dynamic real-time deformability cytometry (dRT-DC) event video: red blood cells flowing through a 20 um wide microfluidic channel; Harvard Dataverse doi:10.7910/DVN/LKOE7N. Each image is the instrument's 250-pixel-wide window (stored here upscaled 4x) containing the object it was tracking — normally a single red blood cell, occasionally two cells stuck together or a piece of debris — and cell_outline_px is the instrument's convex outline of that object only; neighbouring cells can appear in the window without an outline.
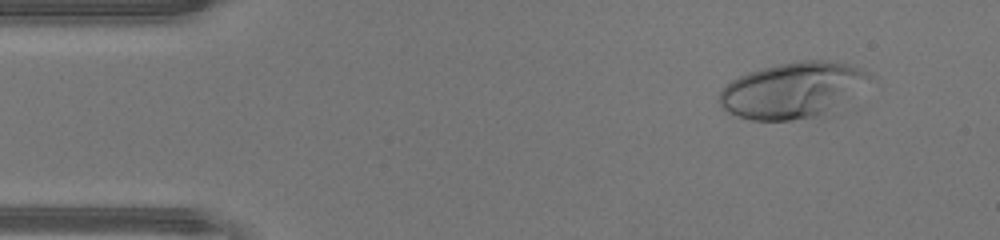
{"species": "human", "species_latin": "Homo sapiens", "temperature_condition": "warm", "stored_images_in_passage": 45, "camera_frame_rate_fps": 3000, "um_per_image_px": 0.085, "donor": {"sex": "male"}, "frame": {"image": 1, "passage_image": 4, "time_ms": 1.0, "image_size_px": [1000, 240], "cell_outline_px": [[868, 76], [820, 112], [812, 116], [788, 120], [752, 120], [736, 116], [728, 112], [720, 104], [720, 92], [732, 80], [748, 72], [780, 64], [800, 60], [824, 60], [844, 64], [868, 72]], "centroid_in_image_um": [67.09, 7.63], "position_along_channel_um": 17.9, "area_um2": 45.26}}
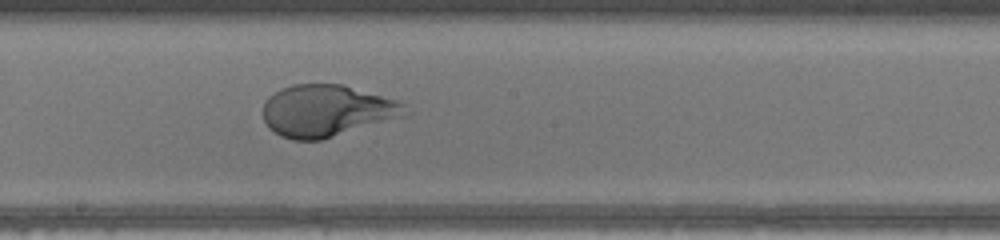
{"frame": {"image": 2, "passage_image": 24, "time_ms": 7.667, "image_size_px": [1000, 240], "cell_outline_px": [[404, 108], [380, 120], [324, 140], [292, 140], [280, 136], [268, 128], [264, 120], [264, 104], [268, 96], [280, 88], [292, 84], [344, 84], [396, 100], [404, 104]], "centroid_in_image_um": [27.54, 9.39], "position_along_channel_um": 220.7, "area_um2": 41.38}}
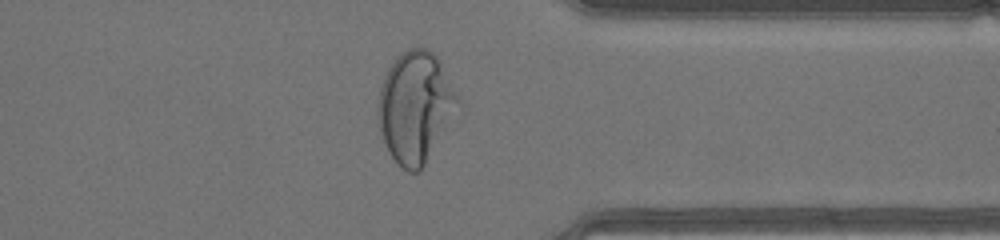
{"frame": {"image": 3, "passage_image": 35, "time_ms": 11.333, "image_size_px": [1000, 240], "cell_outline_px": [[460, 104], [420, 172], [408, 172], [392, 156], [380, 132], [376, 116], [376, 104], [380, 88], [384, 76], [388, 68], [396, 56], [408, 48], [428, 48], [440, 60], [460, 100]], "centroid_in_image_um": [35.28, 9.06], "position_along_channel_um": 376.1, "area_um2": 51.33}, "authors_computed_cell_mechanics": {"area_um2": 44.795, "velocity_mm_per_s": 4.4595, "shape_relaxation_time_tau1_ms": 3.5041, "shape_relaxation_time_tau2_ms": null, "deformation_change_tau1": 0.2624, "deformation_change_tau2": null}}